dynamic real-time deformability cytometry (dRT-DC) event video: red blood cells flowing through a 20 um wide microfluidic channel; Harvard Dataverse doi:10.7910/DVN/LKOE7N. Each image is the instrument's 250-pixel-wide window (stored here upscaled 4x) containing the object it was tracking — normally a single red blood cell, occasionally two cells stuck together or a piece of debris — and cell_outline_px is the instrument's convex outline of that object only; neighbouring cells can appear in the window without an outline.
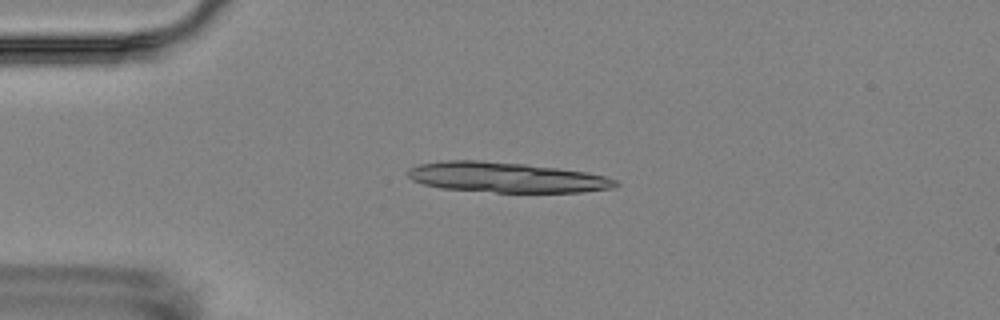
{"species": "Egyptian fruit bat (a non-hibernating species)", "species_latin": "Rousettus aegyptiacus", "temperature_condition": "room temperature", "stored_images_in_passage": 3, "camera_frame_rate_fps": 3000, "um_per_image_px": 0.085, "animal": {"sex": "female"}, "frame": {"image": 1, "passage_image": 3, "time_ms": 3.667, "image_size_px": [1000, 320], "cell_outline_px": [[620, 184], [612, 188], [580, 192], [496, 192], [440, 188], [424, 184], [412, 180], [408, 176], [408, 168], [420, 164], [444, 160], [480, 160], [524, 164], [588, 172], [604, 176], [616, 180]], "centroid_in_image_um": [43.02, 15.07], "position_along_channel_um": 42.0, "area_um2": 36.41}}